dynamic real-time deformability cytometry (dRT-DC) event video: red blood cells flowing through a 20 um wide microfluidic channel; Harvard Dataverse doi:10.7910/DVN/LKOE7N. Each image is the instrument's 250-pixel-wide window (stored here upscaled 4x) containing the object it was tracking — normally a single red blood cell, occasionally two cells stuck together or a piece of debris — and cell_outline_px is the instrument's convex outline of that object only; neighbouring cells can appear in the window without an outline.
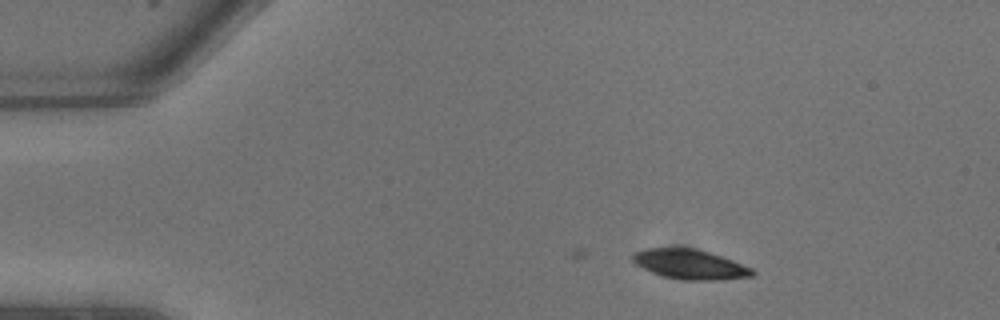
{"species": "common noctule bat (a hibernating species)", "species_latin": "Nyctalus noctula", "temperature_condition": "warm", "stored_images_in_passage": 2, "camera_frame_rate_fps": 3000, "um_per_image_px": 0.085, "animal": {"sex": "male", "body_mass_g": 13.3}, "frame": {"image": 1, "passage_image": 2, "time_ms": 0.333, "image_size_px": [1000, 320], "cell_outline_px": [[756, 272], [752, 276], [720, 280], [684, 280], [664, 276], [652, 272], [636, 264], [632, 260], [632, 252], [644, 248], [692, 248], [708, 252], [732, 260], [752, 268]], "centroid_in_image_um": [58.63, 22.47], "position_along_channel_um": 26.4, "area_um2": 20.58}}